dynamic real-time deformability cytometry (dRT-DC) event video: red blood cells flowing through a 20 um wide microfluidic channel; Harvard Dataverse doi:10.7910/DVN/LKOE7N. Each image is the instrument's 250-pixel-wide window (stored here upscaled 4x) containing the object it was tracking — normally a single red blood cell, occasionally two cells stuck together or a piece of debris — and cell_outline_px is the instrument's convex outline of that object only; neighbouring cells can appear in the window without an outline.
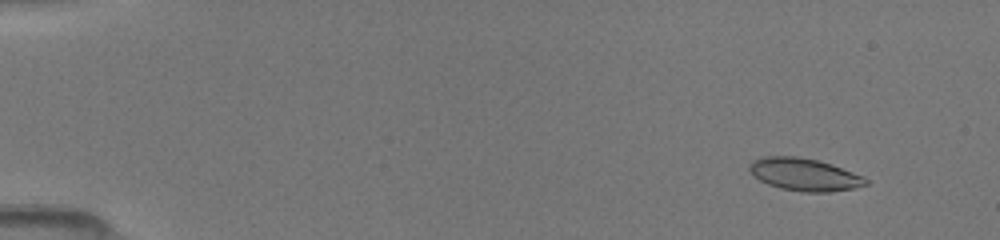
{"species": "common noctule bat (a hibernating species)", "species_latin": "Nyctalus noctula", "temperature_condition": "room temperature", "stored_images_in_passage": 100, "camera_frame_rate_fps": 3000, "um_per_image_px": 0.085, "animal": {"sex": "female", "body_mass_g": 19.5, "forearm_length_mm": 54.1}, "frame": {"image": 1, "passage_image": 3, "time_ms": 0.667, "image_size_px": [1000, 240], "cell_outline_px": [[868, 184], [852, 188], [828, 192], [804, 192], [780, 188], [768, 184], [760, 180], [748, 168], [748, 164], [752, 160], [764, 156], [796, 156], [816, 160], [832, 164], [864, 176], [868, 180]], "centroid_in_image_um": [68.37, 14.82], "position_along_channel_um": 16.6, "area_um2": 21.96}}
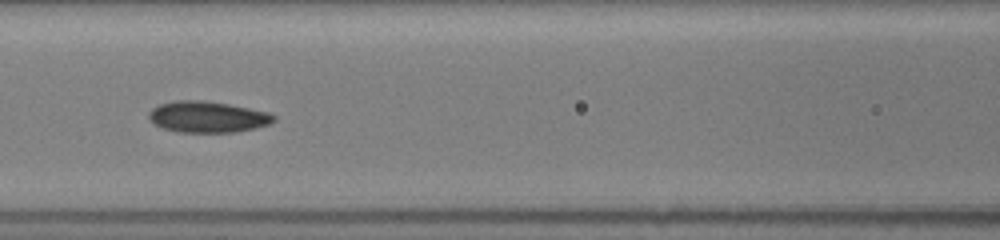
{"frame": {"image": 2, "passage_image": 42, "time_ms": 7.0, "image_size_px": [1000, 240], "cell_outline_px": [[276, 120], [272, 124], [256, 128], [236, 132], [180, 132], [164, 128], [152, 124], [148, 116], [148, 112], [152, 108], [160, 104], [172, 100], [204, 100], [228, 104], [268, 112], [276, 116]], "centroid_in_image_um": [17.64, 9.93], "position_along_channel_um": 149.0, "area_um2": 22.95}}
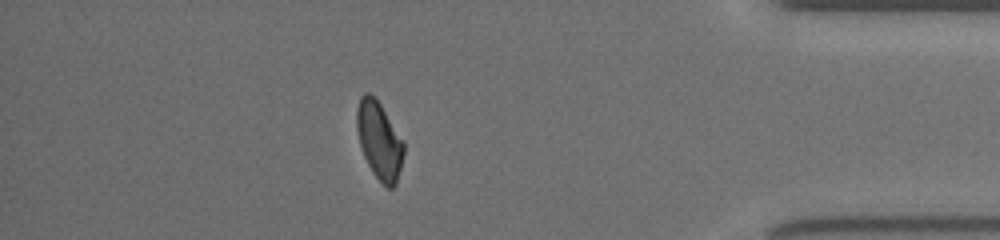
{"frame": {"image": 3, "passage_image": 88, "time_ms": 14.0, "image_size_px": [1000, 240], "cell_outline_px": [[404, 152], [396, 184], [392, 188], [388, 188], [372, 172], [364, 156], [360, 144], [356, 128], [356, 108], [360, 96], [364, 92], [368, 92], [376, 96], [404, 140]], "centroid_in_image_um": [32.23, 11.86], "position_along_channel_um": 403.0, "area_um2": 21.44}}